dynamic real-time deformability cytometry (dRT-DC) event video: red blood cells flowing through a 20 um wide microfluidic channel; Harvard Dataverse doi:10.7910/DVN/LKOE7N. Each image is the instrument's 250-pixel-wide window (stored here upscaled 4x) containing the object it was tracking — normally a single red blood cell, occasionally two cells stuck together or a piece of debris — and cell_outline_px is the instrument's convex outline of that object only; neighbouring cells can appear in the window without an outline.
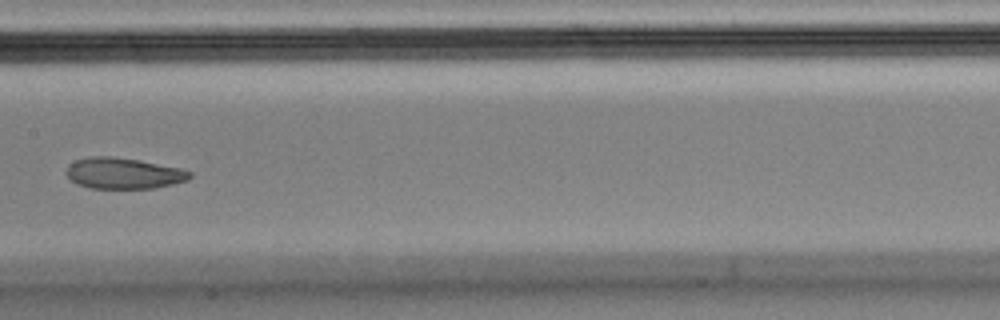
{"species": "Egyptian fruit bat (a non-hibernating species)", "species_latin": "Rousettus aegyptiacus", "temperature_condition": "cold", "stored_images_in_passage": 14, "camera_frame_rate_fps": 3000, "um_per_image_px": 0.085, "animal": {"sex": "male"}, "frame": {"image": 1, "passage_image": 8, "time_ms": 2.333, "image_size_px": [1000, 320], "cell_outline_px": [[192, 176], [188, 180], [156, 188], [88, 188], [76, 184], [64, 172], [68, 164], [76, 160], [92, 156], [112, 156], [140, 160], [180, 168], [192, 172]], "centroid_in_image_um": [10.48, 14.73], "position_along_channel_um": 196.9, "area_um2": 22.48}}